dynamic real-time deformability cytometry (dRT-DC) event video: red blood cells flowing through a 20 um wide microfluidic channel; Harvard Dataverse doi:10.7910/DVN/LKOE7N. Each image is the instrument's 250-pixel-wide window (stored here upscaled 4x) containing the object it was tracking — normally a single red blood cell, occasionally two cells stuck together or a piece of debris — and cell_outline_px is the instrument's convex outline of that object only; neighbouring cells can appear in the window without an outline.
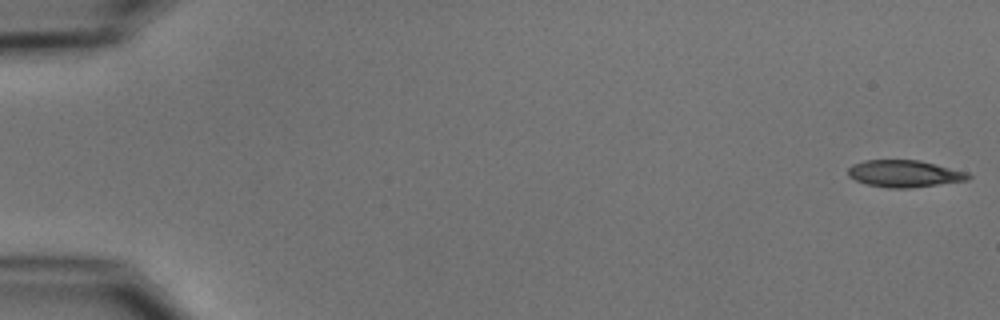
{"species": "common noctule bat (a hibernating species)", "species_latin": "Nyctalus noctula", "temperature_condition": "cold", "stored_images_in_passage": 5, "camera_frame_rate_fps": 3000, "um_per_image_px": 0.085, "animal": {"sex": "male", "body_mass_g": 15.6}, "frame": {"image": 1, "passage_image": 1, "time_ms": 0.0, "image_size_px": [1000, 320], "cell_outline_px": [[972, 176], [968, 180], [908, 188], [888, 188], [868, 184], [856, 180], [848, 176], [848, 168], [852, 164], [864, 160], [920, 160], [968, 172]], "centroid_in_image_um": [76.87, 14.75], "position_along_channel_um": 8.1, "area_um2": 18.84}}
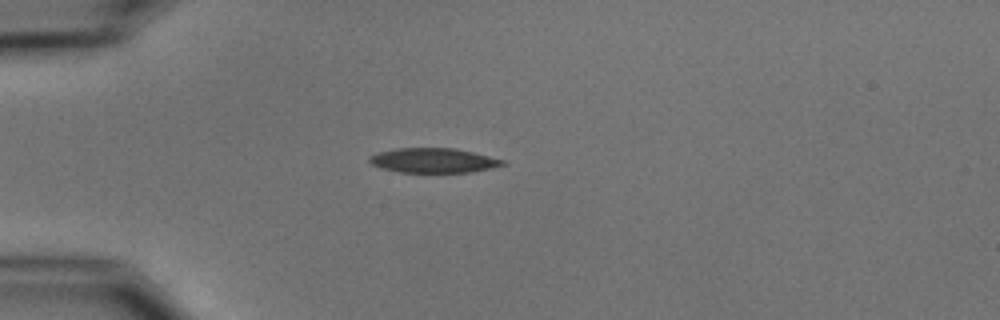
{"frame": {"image": 2, "passage_image": 5, "time_ms": 4.667, "image_size_px": [1000, 320], "cell_outline_px": [[508, 164], [492, 168], [472, 172], [400, 172], [380, 168], [372, 164], [368, 160], [368, 156], [380, 152], [396, 148], [452, 148], [472, 152], [508, 160]], "centroid_in_image_um": [36.89, 13.64], "position_along_channel_um": 48.1, "area_um2": 19.25}}